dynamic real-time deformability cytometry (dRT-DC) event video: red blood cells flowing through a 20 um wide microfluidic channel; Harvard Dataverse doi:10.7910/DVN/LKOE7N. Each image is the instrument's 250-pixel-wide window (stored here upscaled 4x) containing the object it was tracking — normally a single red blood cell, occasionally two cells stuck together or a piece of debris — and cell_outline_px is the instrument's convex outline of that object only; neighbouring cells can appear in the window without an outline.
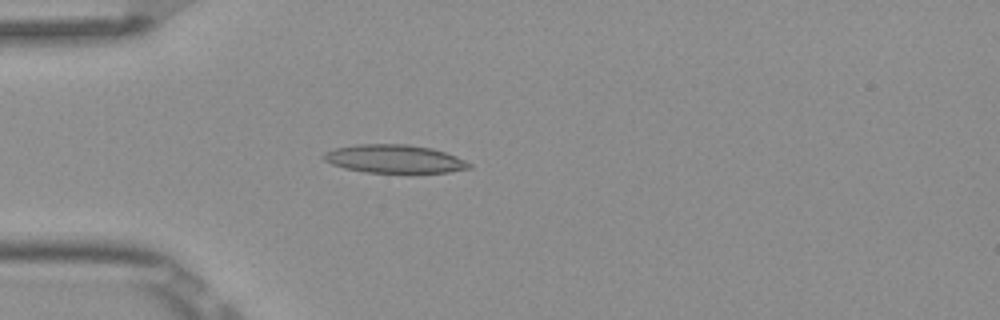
{"species": "Egyptian fruit bat (a non-hibernating species)", "species_latin": "Rousettus aegyptiacus", "temperature_condition": "room temperature", "stored_images_in_passage": 4, "camera_frame_rate_fps": 3000, "um_per_image_px": 0.085, "frame": {"image": 1, "passage_image": 4, "time_ms": 1.0, "image_size_px": [1000, 320], "cell_outline_px": [[472, 168], [448, 172], [368, 172], [344, 168], [332, 164], [324, 160], [320, 156], [324, 152], [336, 148], [356, 144], [408, 144], [432, 148], [456, 156], [472, 164]], "centroid_in_image_um": [33.51, 13.49], "position_along_channel_um": 51.5, "area_um2": 23.87}}